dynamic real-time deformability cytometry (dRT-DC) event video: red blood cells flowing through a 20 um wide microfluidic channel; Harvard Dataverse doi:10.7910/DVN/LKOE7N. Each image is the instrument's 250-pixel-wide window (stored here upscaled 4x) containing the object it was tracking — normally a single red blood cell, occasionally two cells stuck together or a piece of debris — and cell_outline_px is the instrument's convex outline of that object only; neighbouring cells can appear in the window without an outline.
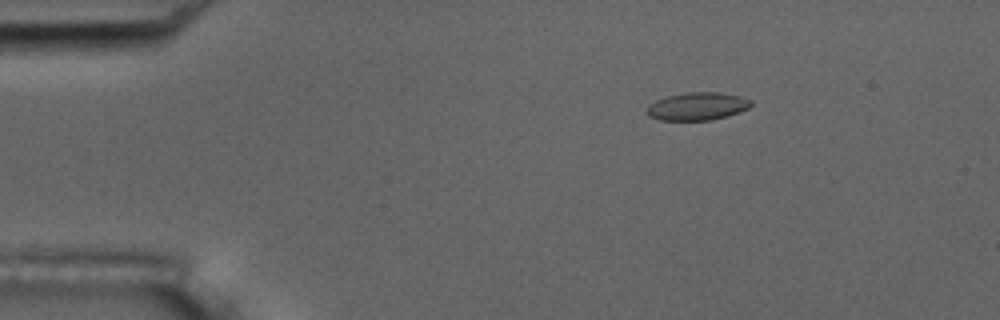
{"species": "common noctule bat (a hibernating species)", "species_latin": "Nyctalus noctula", "temperature_condition": "room temperature", "stored_images_in_passage": 5, "camera_frame_rate_fps": 3000, "um_per_image_px": 0.085, "animal": {"sex": "male", "body_mass_g": 17.5, "forearm_length_mm": 52.3}, "frame": {"image": 1, "passage_image": 2, "time_ms": 0.333, "image_size_px": [1000, 320], "cell_outline_px": [[752, 104], [748, 108], [740, 112], [728, 116], [712, 120], [660, 120], [648, 116], [644, 112], [648, 104], [656, 100], [668, 96], [688, 92], [720, 92], [740, 96], [752, 100]], "centroid_in_image_um": [59.26, 9.04], "position_along_channel_um": 25.7, "area_um2": 17.11}}